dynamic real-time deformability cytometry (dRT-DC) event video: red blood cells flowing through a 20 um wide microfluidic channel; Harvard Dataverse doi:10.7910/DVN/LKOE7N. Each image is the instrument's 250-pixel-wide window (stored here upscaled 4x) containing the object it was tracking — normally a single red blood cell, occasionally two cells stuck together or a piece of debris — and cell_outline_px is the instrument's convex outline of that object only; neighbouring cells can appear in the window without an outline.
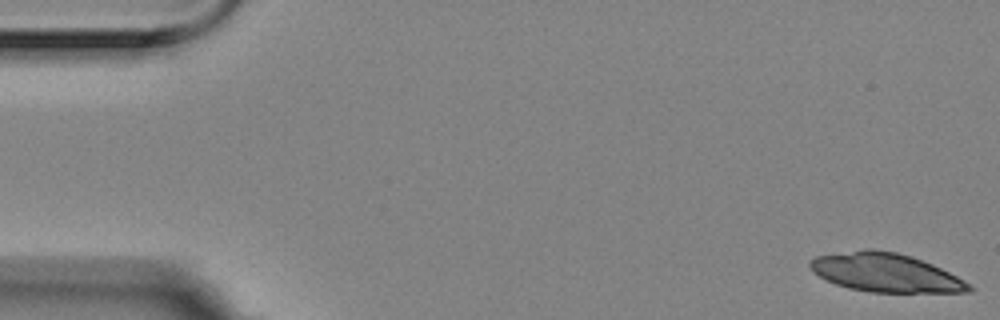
{"species": "Egyptian fruit bat (a non-hibernating species)", "species_latin": "Rousettus aegyptiacus", "temperature_condition": "room temperature", "stored_images_in_passage": 10, "camera_frame_rate_fps": 3000, "um_per_image_px": 0.085, "animal": {"sex": "female"}, "frame": {"image": 1, "passage_image": 1, "time_ms": 0.0, "image_size_px": [1000, 320], "cell_outline_px": [[972, 292], [868, 292], [848, 288], [836, 284], [812, 272], [808, 264], [816, 256], [864, 248], [872, 248], [896, 252], [912, 256], [932, 264], [956, 276], [968, 284], [972, 288]], "centroid_in_image_um": [75.23, 23.16], "position_along_channel_um": 9.8, "area_um2": 35.66}}